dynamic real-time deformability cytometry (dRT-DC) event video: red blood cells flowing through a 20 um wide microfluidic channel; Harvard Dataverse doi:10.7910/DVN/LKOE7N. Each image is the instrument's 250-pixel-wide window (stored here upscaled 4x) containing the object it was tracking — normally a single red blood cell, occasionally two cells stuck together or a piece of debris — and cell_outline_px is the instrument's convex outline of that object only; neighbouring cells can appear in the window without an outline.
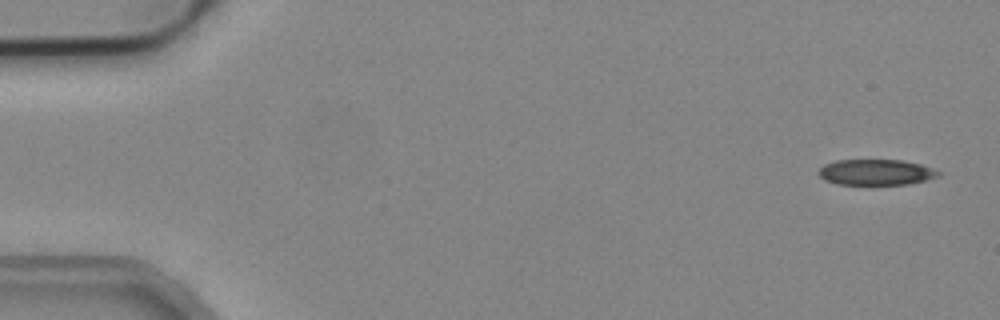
{"species": "common noctule bat (a hibernating species)", "species_latin": "Nyctalus noctula", "temperature_condition": "cold", "stored_images_in_passage": 15, "camera_frame_rate_fps": 3000, "um_per_image_px": 0.085, "animal": {"sex": "male", "body_mass_g": 19.2, "forearm_length_mm": 51.8}, "frame": {"image": 1, "passage_image": 1, "time_ms": 0.0, "image_size_px": [1000, 320], "cell_outline_px": [[940, 176], [928, 180], [908, 184], [836, 184], [824, 180], [816, 172], [824, 164], [836, 160], [900, 160], [920, 164], [932, 168], [940, 172]], "centroid_in_image_um": [74.44, 14.64], "position_along_channel_um": 10.6, "area_um2": 18.03}}
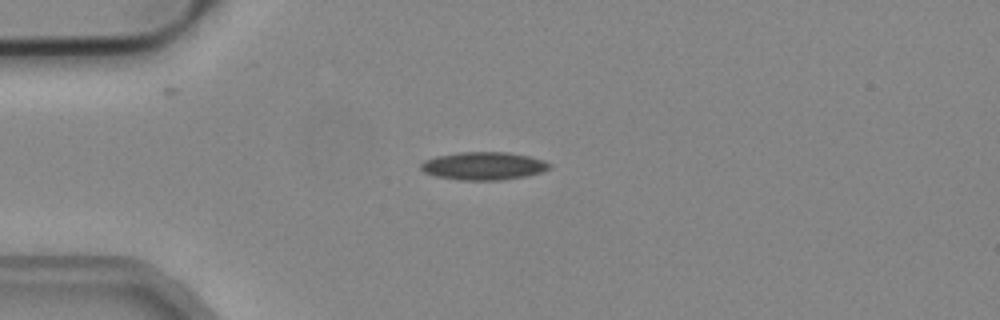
{"frame": {"image": 2, "passage_image": 12, "time_ms": 3.667, "image_size_px": [1000, 320], "cell_outline_px": [[552, 168], [540, 172], [524, 176], [500, 180], [460, 180], [436, 176], [424, 172], [420, 168], [420, 164], [424, 160], [436, 156], [460, 152], [508, 152], [528, 156], [544, 160], [552, 164]], "centroid_in_image_um": [41.1, 14.1], "position_along_channel_um": 43.9, "area_um2": 20.92}}